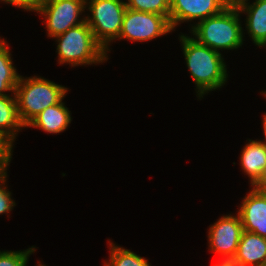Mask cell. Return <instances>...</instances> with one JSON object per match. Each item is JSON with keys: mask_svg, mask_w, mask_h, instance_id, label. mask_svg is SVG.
I'll list each match as a JSON object with an SVG mask.
<instances>
[{"mask_svg": "<svg viewBox=\"0 0 266 266\" xmlns=\"http://www.w3.org/2000/svg\"><path fill=\"white\" fill-rule=\"evenodd\" d=\"M183 56L192 81L196 85V96H203L225 85L228 78L226 62L221 54L208 46L200 44L194 37L179 36Z\"/></svg>", "mask_w": 266, "mask_h": 266, "instance_id": "6da1fadb", "label": "cell"}, {"mask_svg": "<svg viewBox=\"0 0 266 266\" xmlns=\"http://www.w3.org/2000/svg\"><path fill=\"white\" fill-rule=\"evenodd\" d=\"M241 13L237 7H226L220 14L208 17L191 26V34L200 44L220 52L243 45Z\"/></svg>", "mask_w": 266, "mask_h": 266, "instance_id": "7a4b0ae2", "label": "cell"}, {"mask_svg": "<svg viewBox=\"0 0 266 266\" xmlns=\"http://www.w3.org/2000/svg\"><path fill=\"white\" fill-rule=\"evenodd\" d=\"M67 93L68 88L44 77L20 76L14 94L21 123L26 127L43 110L63 101Z\"/></svg>", "mask_w": 266, "mask_h": 266, "instance_id": "3957f363", "label": "cell"}, {"mask_svg": "<svg viewBox=\"0 0 266 266\" xmlns=\"http://www.w3.org/2000/svg\"><path fill=\"white\" fill-rule=\"evenodd\" d=\"M58 63L72 67L99 64L107 61L105 49L95 40L87 22L68 29L55 37Z\"/></svg>", "mask_w": 266, "mask_h": 266, "instance_id": "277c9868", "label": "cell"}, {"mask_svg": "<svg viewBox=\"0 0 266 266\" xmlns=\"http://www.w3.org/2000/svg\"><path fill=\"white\" fill-rule=\"evenodd\" d=\"M86 8L91 14L85 16L86 22L108 54L111 41L119 38L126 4L123 0H86Z\"/></svg>", "mask_w": 266, "mask_h": 266, "instance_id": "5b68a950", "label": "cell"}, {"mask_svg": "<svg viewBox=\"0 0 266 266\" xmlns=\"http://www.w3.org/2000/svg\"><path fill=\"white\" fill-rule=\"evenodd\" d=\"M85 9L86 0H44L37 13L44 16L48 37L55 38L85 22L80 17Z\"/></svg>", "mask_w": 266, "mask_h": 266, "instance_id": "8992f818", "label": "cell"}, {"mask_svg": "<svg viewBox=\"0 0 266 266\" xmlns=\"http://www.w3.org/2000/svg\"><path fill=\"white\" fill-rule=\"evenodd\" d=\"M172 31L166 16L126 8L118 40L151 41Z\"/></svg>", "mask_w": 266, "mask_h": 266, "instance_id": "52a82bcc", "label": "cell"}, {"mask_svg": "<svg viewBox=\"0 0 266 266\" xmlns=\"http://www.w3.org/2000/svg\"><path fill=\"white\" fill-rule=\"evenodd\" d=\"M243 232L238 213L223 215L209 227V250L221 256L220 260H232L236 254Z\"/></svg>", "mask_w": 266, "mask_h": 266, "instance_id": "ba28073f", "label": "cell"}, {"mask_svg": "<svg viewBox=\"0 0 266 266\" xmlns=\"http://www.w3.org/2000/svg\"><path fill=\"white\" fill-rule=\"evenodd\" d=\"M227 5L222 0H170L169 22L175 31L180 23H197L220 14Z\"/></svg>", "mask_w": 266, "mask_h": 266, "instance_id": "9c48e42d", "label": "cell"}, {"mask_svg": "<svg viewBox=\"0 0 266 266\" xmlns=\"http://www.w3.org/2000/svg\"><path fill=\"white\" fill-rule=\"evenodd\" d=\"M238 215L243 230L266 238V193L252 188L243 198Z\"/></svg>", "mask_w": 266, "mask_h": 266, "instance_id": "30bf717a", "label": "cell"}, {"mask_svg": "<svg viewBox=\"0 0 266 266\" xmlns=\"http://www.w3.org/2000/svg\"><path fill=\"white\" fill-rule=\"evenodd\" d=\"M244 1L237 6L240 13L246 14L245 28L255 46H266V0H255L252 4Z\"/></svg>", "mask_w": 266, "mask_h": 266, "instance_id": "8fae6325", "label": "cell"}, {"mask_svg": "<svg viewBox=\"0 0 266 266\" xmlns=\"http://www.w3.org/2000/svg\"><path fill=\"white\" fill-rule=\"evenodd\" d=\"M240 266H261L266 263V238L243 230L234 258Z\"/></svg>", "mask_w": 266, "mask_h": 266, "instance_id": "7c38bea8", "label": "cell"}, {"mask_svg": "<svg viewBox=\"0 0 266 266\" xmlns=\"http://www.w3.org/2000/svg\"><path fill=\"white\" fill-rule=\"evenodd\" d=\"M70 112L65 103L61 101L43 110L26 127L40 128L50 134L61 133L69 127L72 121Z\"/></svg>", "mask_w": 266, "mask_h": 266, "instance_id": "4fadbf2b", "label": "cell"}, {"mask_svg": "<svg viewBox=\"0 0 266 266\" xmlns=\"http://www.w3.org/2000/svg\"><path fill=\"white\" fill-rule=\"evenodd\" d=\"M22 128L25 126L18 116L15 94L0 96V137L13 146Z\"/></svg>", "mask_w": 266, "mask_h": 266, "instance_id": "5bb4252c", "label": "cell"}, {"mask_svg": "<svg viewBox=\"0 0 266 266\" xmlns=\"http://www.w3.org/2000/svg\"><path fill=\"white\" fill-rule=\"evenodd\" d=\"M240 154V166L252 185L266 164V146L259 140L248 139Z\"/></svg>", "mask_w": 266, "mask_h": 266, "instance_id": "9a60e30c", "label": "cell"}, {"mask_svg": "<svg viewBox=\"0 0 266 266\" xmlns=\"http://www.w3.org/2000/svg\"><path fill=\"white\" fill-rule=\"evenodd\" d=\"M11 55L7 41L3 38L0 39V96L10 95L6 94L8 92L14 94L21 76L13 66Z\"/></svg>", "mask_w": 266, "mask_h": 266, "instance_id": "2e32d148", "label": "cell"}, {"mask_svg": "<svg viewBox=\"0 0 266 266\" xmlns=\"http://www.w3.org/2000/svg\"><path fill=\"white\" fill-rule=\"evenodd\" d=\"M109 242L110 259L105 261L103 266H151L147 259L137 255L131 250Z\"/></svg>", "mask_w": 266, "mask_h": 266, "instance_id": "e0dca14e", "label": "cell"}, {"mask_svg": "<svg viewBox=\"0 0 266 266\" xmlns=\"http://www.w3.org/2000/svg\"><path fill=\"white\" fill-rule=\"evenodd\" d=\"M125 4L131 10L154 13L169 19L170 0H127Z\"/></svg>", "mask_w": 266, "mask_h": 266, "instance_id": "ac0fdd59", "label": "cell"}, {"mask_svg": "<svg viewBox=\"0 0 266 266\" xmlns=\"http://www.w3.org/2000/svg\"><path fill=\"white\" fill-rule=\"evenodd\" d=\"M35 251L34 246L22 251H0V266H27L30 255Z\"/></svg>", "mask_w": 266, "mask_h": 266, "instance_id": "d6986e66", "label": "cell"}, {"mask_svg": "<svg viewBox=\"0 0 266 266\" xmlns=\"http://www.w3.org/2000/svg\"><path fill=\"white\" fill-rule=\"evenodd\" d=\"M7 175L0 176V215L10 213L16 206L15 200L11 199V191L7 189Z\"/></svg>", "mask_w": 266, "mask_h": 266, "instance_id": "ffe728a7", "label": "cell"}, {"mask_svg": "<svg viewBox=\"0 0 266 266\" xmlns=\"http://www.w3.org/2000/svg\"><path fill=\"white\" fill-rule=\"evenodd\" d=\"M12 149L13 146L4 138L0 137V176L7 174V167L10 165V161L13 155Z\"/></svg>", "mask_w": 266, "mask_h": 266, "instance_id": "44dd1931", "label": "cell"}, {"mask_svg": "<svg viewBox=\"0 0 266 266\" xmlns=\"http://www.w3.org/2000/svg\"><path fill=\"white\" fill-rule=\"evenodd\" d=\"M3 3L11 4V6H15L23 9L24 11H32L37 12L41 7L44 0H0Z\"/></svg>", "mask_w": 266, "mask_h": 266, "instance_id": "7402d4cb", "label": "cell"}, {"mask_svg": "<svg viewBox=\"0 0 266 266\" xmlns=\"http://www.w3.org/2000/svg\"><path fill=\"white\" fill-rule=\"evenodd\" d=\"M251 187L261 193H266V164L258 179L251 185Z\"/></svg>", "mask_w": 266, "mask_h": 266, "instance_id": "603a6c76", "label": "cell"}, {"mask_svg": "<svg viewBox=\"0 0 266 266\" xmlns=\"http://www.w3.org/2000/svg\"><path fill=\"white\" fill-rule=\"evenodd\" d=\"M213 266H240L238 263L233 260H220Z\"/></svg>", "mask_w": 266, "mask_h": 266, "instance_id": "cb8c5ba5", "label": "cell"}, {"mask_svg": "<svg viewBox=\"0 0 266 266\" xmlns=\"http://www.w3.org/2000/svg\"><path fill=\"white\" fill-rule=\"evenodd\" d=\"M227 7H237L246 0H222Z\"/></svg>", "mask_w": 266, "mask_h": 266, "instance_id": "d4e9b609", "label": "cell"}, {"mask_svg": "<svg viewBox=\"0 0 266 266\" xmlns=\"http://www.w3.org/2000/svg\"><path fill=\"white\" fill-rule=\"evenodd\" d=\"M262 126H263V133H264V138H265V140L263 141V140H259L260 142H262L265 146H266V113L263 115V118H262Z\"/></svg>", "mask_w": 266, "mask_h": 266, "instance_id": "484cf974", "label": "cell"}, {"mask_svg": "<svg viewBox=\"0 0 266 266\" xmlns=\"http://www.w3.org/2000/svg\"><path fill=\"white\" fill-rule=\"evenodd\" d=\"M260 94L264 95V97L266 98V91H262Z\"/></svg>", "mask_w": 266, "mask_h": 266, "instance_id": "4316f807", "label": "cell"}, {"mask_svg": "<svg viewBox=\"0 0 266 266\" xmlns=\"http://www.w3.org/2000/svg\"><path fill=\"white\" fill-rule=\"evenodd\" d=\"M38 266H46L44 264H42L41 262L38 263Z\"/></svg>", "mask_w": 266, "mask_h": 266, "instance_id": "83f0119b", "label": "cell"}]
</instances>
